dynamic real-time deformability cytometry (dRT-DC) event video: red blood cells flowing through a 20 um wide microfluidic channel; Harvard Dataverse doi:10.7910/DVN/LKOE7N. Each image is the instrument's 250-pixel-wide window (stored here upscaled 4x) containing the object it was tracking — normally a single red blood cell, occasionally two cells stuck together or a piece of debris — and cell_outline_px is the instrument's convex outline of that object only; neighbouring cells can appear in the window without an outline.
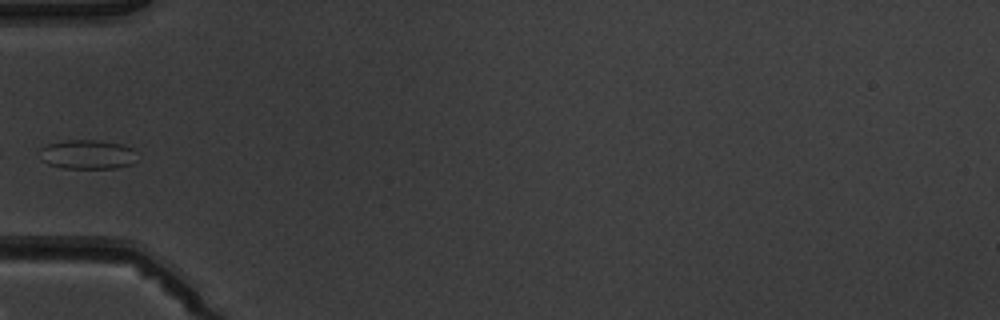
{"species": "common noctule bat (a hibernating species)", "species_latin": "Nyctalus noctula", "temperature_condition": "warm", "stored_images_in_passage": 6, "camera_frame_rate_fps": 3000, "um_per_image_px": 0.085, "animal": {"sex": "male", "body_mass_g": 19.5, "forearm_length_mm": 54.6}, "frame": {"image": 1, "passage_image": 6, "time_ms": 5.667, "image_size_px": [1000, 320], "cell_outline_px": [[136, 160], [132, 164], [116, 168], [60, 168], [48, 164], [40, 160], [40, 148], [48, 144], [64, 140], [100, 140], [124, 144], [132, 148]], "centroid_in_image_um": [7.41, 13.12], "position_along_channel_um": 77.6, "area_um2": 16.82}}